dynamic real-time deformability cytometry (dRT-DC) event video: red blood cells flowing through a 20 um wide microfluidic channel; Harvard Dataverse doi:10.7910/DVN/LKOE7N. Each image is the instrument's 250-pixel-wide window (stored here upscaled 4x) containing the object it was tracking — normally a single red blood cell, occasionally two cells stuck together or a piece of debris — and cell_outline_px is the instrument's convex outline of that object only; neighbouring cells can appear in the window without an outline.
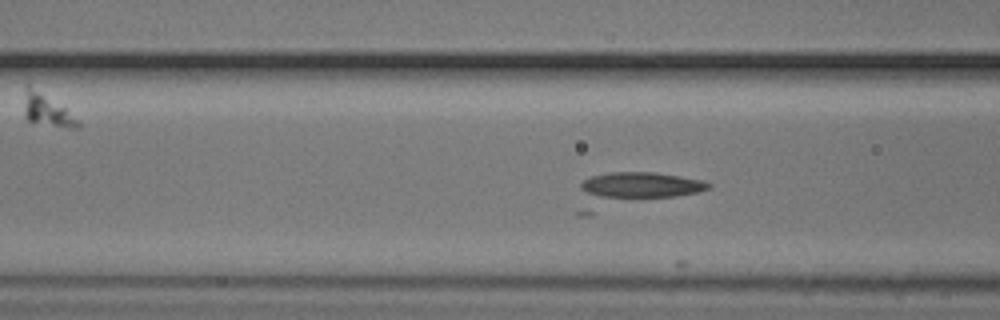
{"species": "common noctule bat (a hibernating species)", "species_latin": "Nyctalus noctula", "temperature_condition": "cold", "stored_images_in_passage": 6, "camera_frame_rate_fps": 3000, "um_per_image_px": 0.085, "animal": {"sex": "male", "body_mass_g": 20.5, "forearm_length_mm": 52.5}, "frame": {"image": 1, "passage_image": 4, "time_ms": 1.0, "image_size_px": [1000, 320], "cell_outline_px": [[712, 188], [696, 192], [676, 196], [604, 196], [588, 192], [580, 188], [580, 184], [584, 180], [592, 176], [608, 172], [656, 172], [680, 176], [700, 180], [712, 184]], "centroid_in_image_um": [54.59, 15.69], "position_along_channel_um": 112.0, "area_um2": 18.38}}